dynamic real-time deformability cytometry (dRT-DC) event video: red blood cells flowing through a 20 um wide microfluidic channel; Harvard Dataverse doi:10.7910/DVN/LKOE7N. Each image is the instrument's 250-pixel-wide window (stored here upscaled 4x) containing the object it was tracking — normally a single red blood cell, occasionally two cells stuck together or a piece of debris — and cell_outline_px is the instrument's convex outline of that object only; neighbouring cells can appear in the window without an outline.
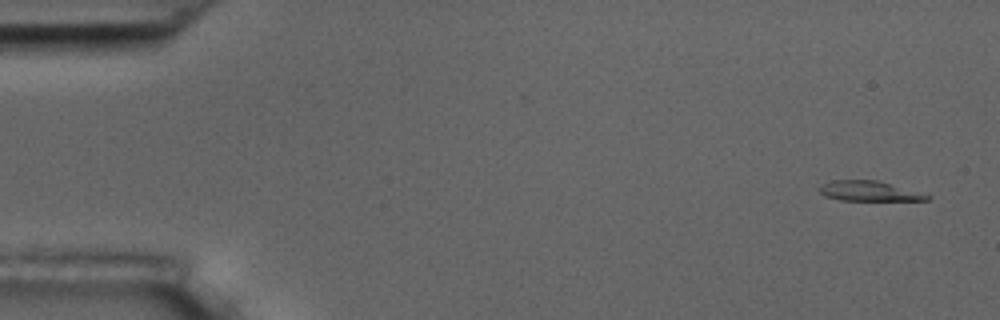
{"species": "common noctule bat (a hibernating species)", "species_latin": "Nyctalus noctula", "temperature_condition": "room temperature", "stored_images_in_passage": 5, "camera_frame_rate_fps": 3000, "um_per_image_px": 0.085, "animal": {"sex": "male", "body_mass_g": 17.5, "forearm_length_mm": 52.3}, "frame": {"image": 1, "passage_image": 1, "time_ms": 0.0, "image_size_px": [1000, 320], "cell_outline_px": [[932, 196], [928, 200], [840, 200], [824, 196], [820, 192], [820, 184], [832, 180], [876, 180]], "centroid_in_image_um": [73.81, 16.24], "position_along_channel_um": 11.2, "area_um2": 12.31}}
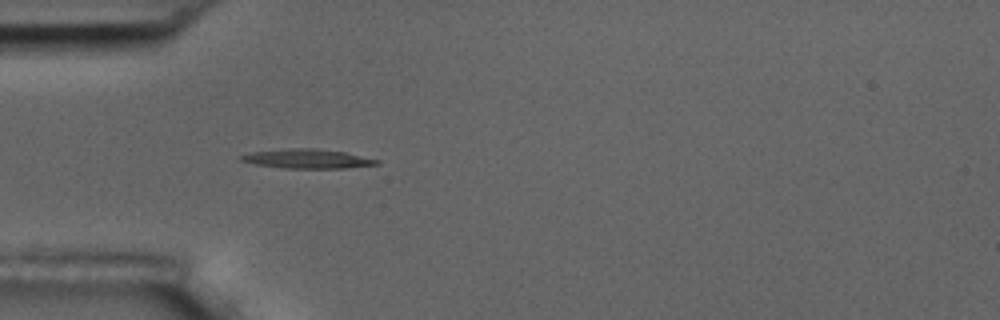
{"frame": {"image": 2, "passage_image": 5, "time_ms": 4.667, "image_size_px": [1000, 320], "cell_outline_px": [[380, 164], [344, 168], [284, 168], [256, 164], [240, 160], [236, 156], [252, 152], [292, 148], [316, 148], [344, 152], [380, 160]], "centroid_in_image_um": [26.12, 13.49], "position_along_channel_um": 58.9, "area_um2": 15.14}}